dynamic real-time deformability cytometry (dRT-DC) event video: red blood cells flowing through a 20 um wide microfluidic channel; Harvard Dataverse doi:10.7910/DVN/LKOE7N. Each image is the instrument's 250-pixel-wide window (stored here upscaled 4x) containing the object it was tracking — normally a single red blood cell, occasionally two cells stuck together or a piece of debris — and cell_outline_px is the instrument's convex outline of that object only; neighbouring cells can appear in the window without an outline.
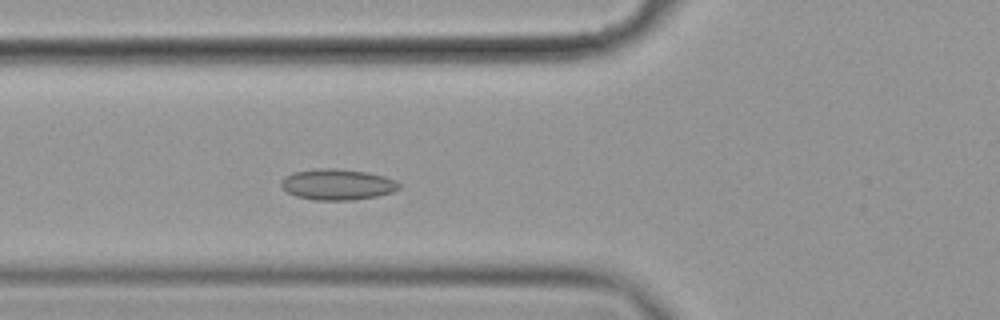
{"species": "common noctule bat (a hibernating species)", "species_latin": "Nyctalus noctula", "temperature_condition": "cold", "stored_images_in_passage": 42, "camera_frame_rate_fps": 3000, "um_per_image_px": 0.085, "animal": {"sex": "female", "body_mass_g": 19.9}, "frame": {"image": 1, "passage_image": 6, "time_ms": 1.667, "image_size_px": [1000, 320], "cell_outline_px": [[400, 188], [392, 192], [376, 196], [352, 200], [312, 200], [296, 196], [288, 192], [280, 184], [280, 180], [284, 176], [292, 172], [320, 168], [336, 168], [368, 172], [384, 176], [396, 180], [400, 184]], "centroid_in_image_um": [28.67, 15.67], "position_along_channel_um": 97.1, "area_um2": 21.39}}
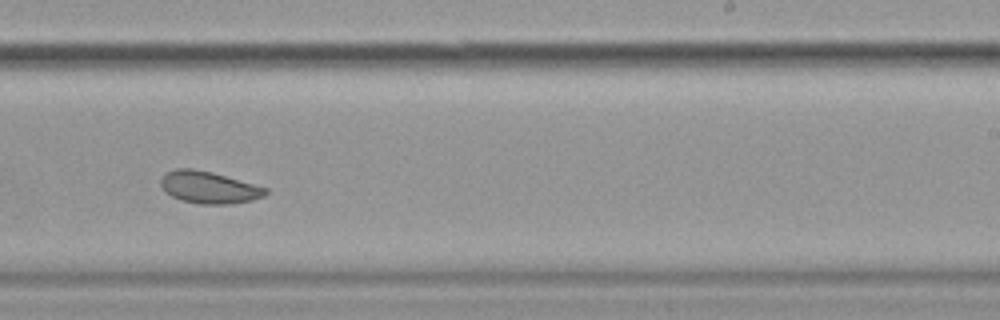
{"frame": {"image": 2, "passage_image": 21, "time_ms": 6.667, "image_size_px": [1000, 320], "cell_outline_px": [[268, 192], [264, 196], [252, 200], [228, 204], [200, 204], [180, 200], [164, 192], [160, 184], [160, 180], [168, 172], [176, 168], [192, 168], [212, 172], [268, 188]], "centroid_in_image_um": [17.75, 15.93], "position_along_channel_um": 271.3, "area_um2": 19.54}}
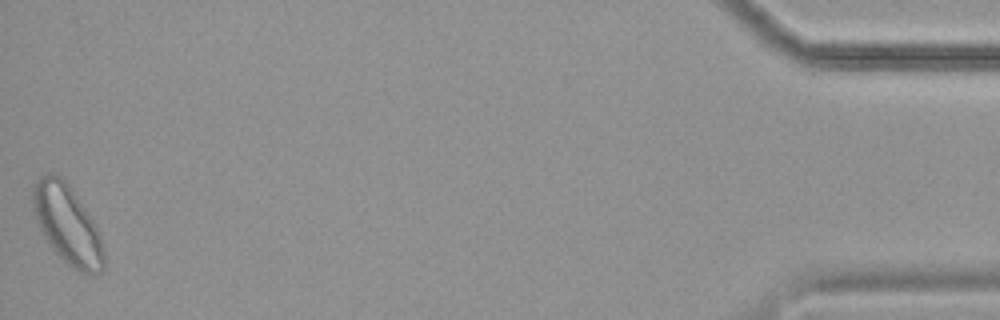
{"frame": {"image": 3, "passage_image": 42, "time_ms": 13.667, "image_size_px": [1000, 320], "cell_outline_px": [[104, 268], [96, 276], [88, 276], [80, 272], [68, 264], [48, 244], [40, 228], [32, 208], [32, 188], [36, 180], [40, 176], [48, 172], [52, 172], [60, 176], [68, 184], [84, 208], [96, 228], [100, 236], [104, 248]], "centroid_in_image_um": [5.71, 19.11], "position_along_channel_um": 429.5, "area_um2": 32.48}, "authors_computed_cell_mechanics": {"area_um2": 20.5768, "velocity_mm_per_s": 3.4848, "shape_relaxation_time_tau1_ms": null, "shape_relaxation_time_tau2_ms": 2.8552, "deformation_change_tau1": null, "deformation_change_tau2": 0.0856}}